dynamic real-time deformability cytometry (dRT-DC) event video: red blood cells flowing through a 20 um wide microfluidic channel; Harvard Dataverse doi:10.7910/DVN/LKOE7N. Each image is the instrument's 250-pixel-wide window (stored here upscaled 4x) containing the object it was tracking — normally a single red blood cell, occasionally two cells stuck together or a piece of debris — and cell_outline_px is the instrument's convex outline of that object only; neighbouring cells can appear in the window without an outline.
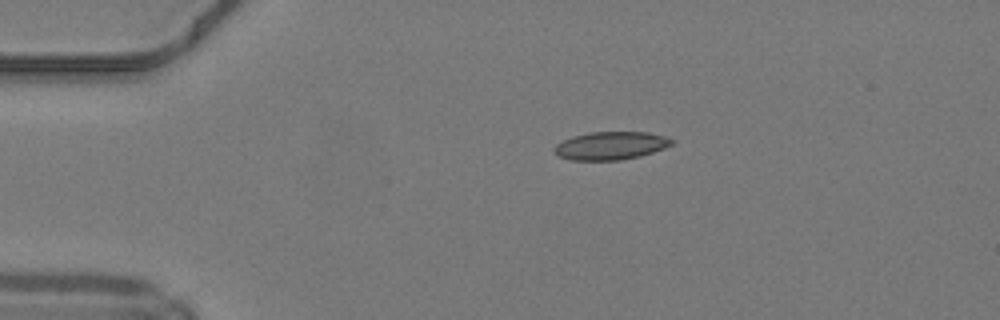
{"species": "common noctule bat (a hibernating species)", "species_latin": "Nyctalus noctula", "temperature_condition": "warm", "stored_images_in_passage": 34, "camera_frame_rate_fps": 3000, "um_per_image_px": 0.085, "animal": {"sex": "male", "body_mass_g": 19.2, "forearm_length_mm": 51.8}, "frame": {"image": 1, "passage_image": 1, "time_ms": 0.0, "image_size_px": [1000, 320], "cell_outline_px": [[676, 140], [672, 144], [664, 148], [640, 156], [620, 160], [572, 160], [556, 156], [552, 152], [552, 148], [556, 144], [572, 136], [592, 132], [648, 132], [664, 136]], "centroid_in_image_um": [51.88, 12.38], "position_along_channel_um": 33.1, "area_um2": 19.31}}
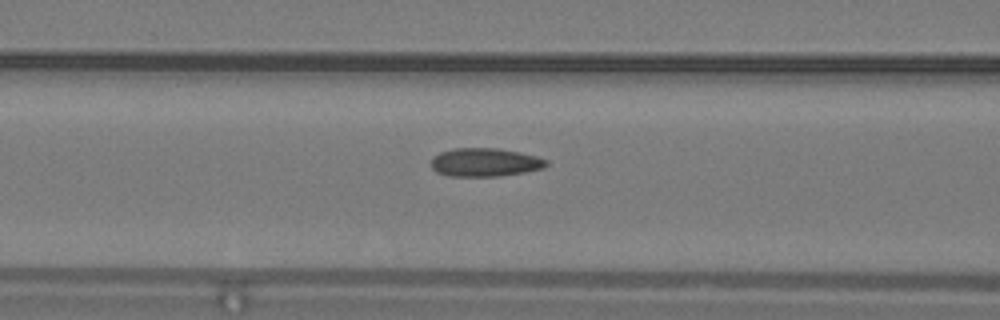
{"frame": {"image": 2, "passage_image": 11, "time_ms": 3.333, "image_size_px": [1000, 320], "cell_outline_px": [[548, 164], [544, 168], [524, 172], [500, 176], [448, 176], [436, 172], [432, 168], [432, 156], [440, 152], [452, 148], [496, 148], [520, 152], [536, 156], [548, 160]], "centroid_in_image_um": [41.21, 13.79], "position_along_channel_um": 125.4, "area_um2": 19.19}}
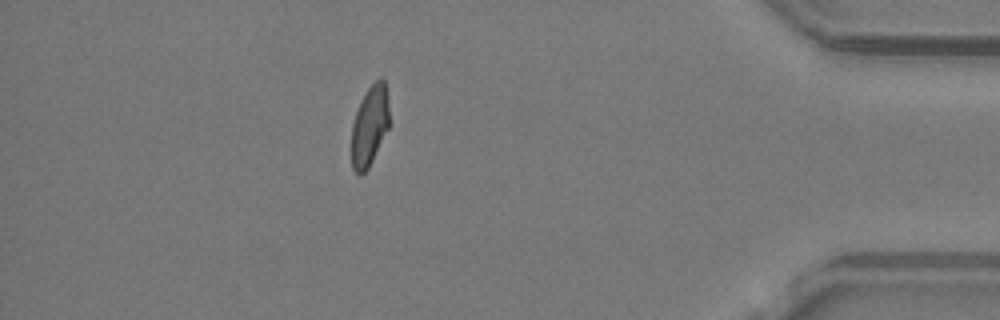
{"frame": {"image": 3, "passage_image": 34, "time_ms": 11.0, "image_size_px": [1000, 320], "cell_outline_px": [[388, 128], [368, 168], [360, 176], [356, 176], [352, 168], [352, 124], [356, 112], [364, 92], [380, 76], [384, 80], [388, 104]], "centroid_in_image_um": [31.39, 10.71], "position_along_channel_um": 403.8, "area_um2": 17.46}, "authors_computed_cell_mechanics": {"area_um2": 18.8717, "velocity_mm_per_s": 4.2228, "shape_relaxation_time_tau1_ms": 6.3081, "shape_relaxation_time_tau2_ms": 1.0643, "deformation_change_tau1": 0.158, "deformation_change_tau2": 0.0695}}